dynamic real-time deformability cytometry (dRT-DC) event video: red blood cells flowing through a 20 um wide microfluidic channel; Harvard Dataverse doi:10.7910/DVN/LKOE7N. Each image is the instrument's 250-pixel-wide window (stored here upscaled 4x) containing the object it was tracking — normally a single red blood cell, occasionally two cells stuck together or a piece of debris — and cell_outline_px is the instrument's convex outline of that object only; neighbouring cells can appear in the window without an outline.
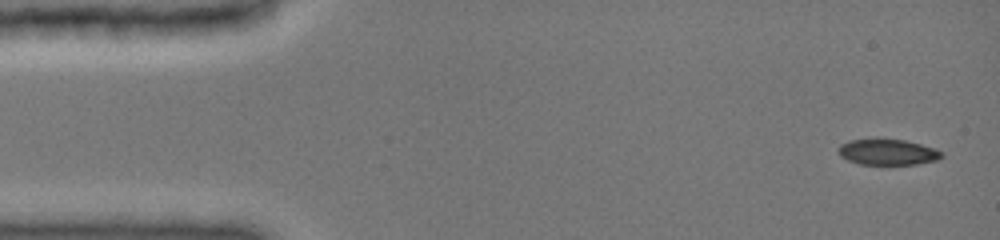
{"species": "common noctule bat (a hibernating species)", "species_latin": "Nyctalus noctula", "temperature_condition": "cold", "stored_images_in_passage": 14, "camera_frame_rate_fps": 3000, "um_per_image_px": 0.085, "animal": {"sex": "female", "body_mass_g": 19.0, "forearm_length_mm": 51.5}, "frame": {"image": 1, "passage_image": 1, "time_ms": 0.0, "image_size_px": [1000, 240], "cell_outline_px": [[944, 156], [940, 160], [916, 164], [860, 164], [848, 160], [840, 156], [840, 144], [848, 140], [904, 140], [936, 148], [944, 152]], "centroid_in_image_um": [75.53, 12.94], "position_along_channel_um": 9.5, "area_um2": 15.37}}
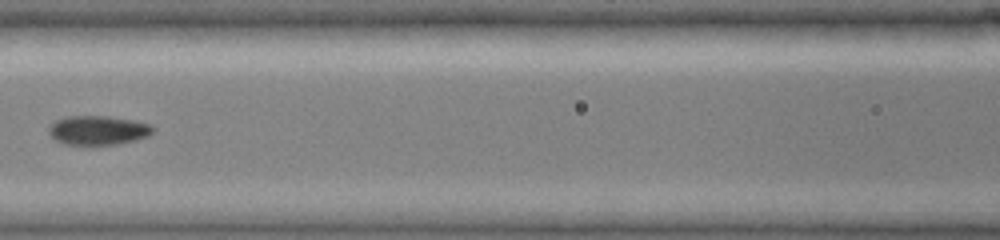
{"frame": {"image": 2, "passage_image": 10, "time_ms": 6.667, "image_size_px": [1000, 240], "cell_outline_px": [[156, 128], [148, 136], [136, 140], [116, 144], [64, 144], [56, 140], [48, 132], [48, 128], [56, 120], [68, 116], [108, 116], [132, 120], [152, 124]], "centroid_in_image_um": [8.37, 11.06], "position_along_channel_um": 158.2, "area_um2": 17.63}}
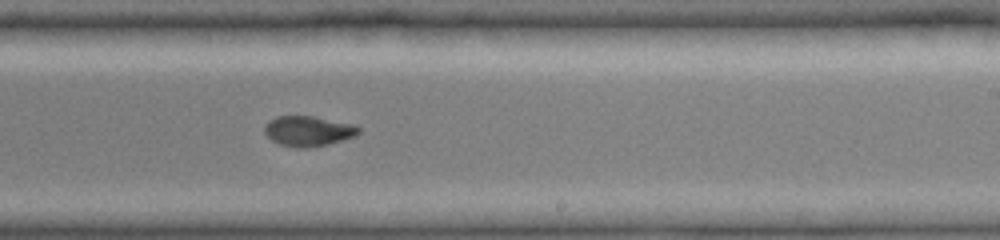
{"frame": {"image": 3, "passage_image": 14, "time_ms": 9.333, "image_size_px": [1000, 240], "cell_outline_px": [[360, 132], [356, 136], [328, 144], [308, 148], [300, 148], [280, 144], [272, 140], [264, 132], [264, 128], [268, 120], [276, 116], [312, 116], [352, 124], [360, 128]], "centroid_in_image_um": [26.19, 11.14], "position_along_channel_um": 262.8, "area_um2": 16.47}}